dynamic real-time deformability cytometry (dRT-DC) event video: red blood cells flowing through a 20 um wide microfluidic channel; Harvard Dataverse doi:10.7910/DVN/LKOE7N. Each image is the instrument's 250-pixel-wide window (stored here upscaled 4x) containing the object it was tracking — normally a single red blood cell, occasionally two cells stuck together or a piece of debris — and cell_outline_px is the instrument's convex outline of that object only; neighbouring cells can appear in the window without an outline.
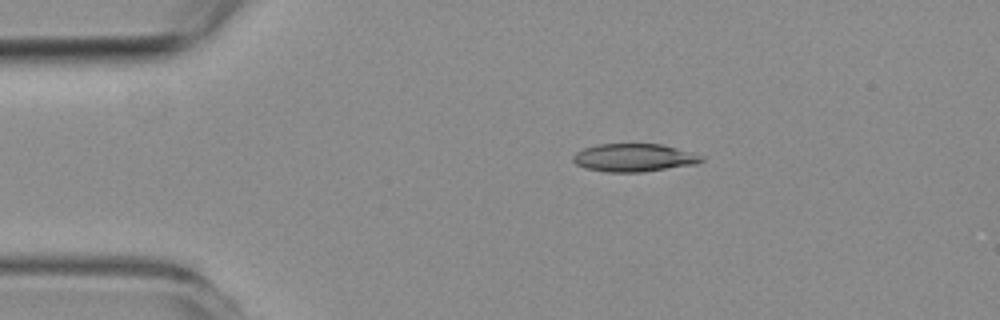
{"species": "common noctule bat (a hibernating species)", "species_latin": "Nyctalus noctula", "temperature_condition": "room temperature", "stored_images_in_passage": 45, "camera_frame_rate_fps": 3000, "um_per_image_px": 0.085, "animal": {"sex": "female", "body_mass_g": 19.3, "forearm_length_mm": 54.1}, "frame": {"image": 1, "passage_image": 1, "time_ms": 0.0, "image_size_px": [1000, 320], "cell_outline_px": [[704, 160], [696, 164], [644, 172], [604, 172], [584, 168], [576, 164], [572, 160], [572, 156], [576, 152], [584, 148], [600, 144], [660, 144], [676, 148], [704, 156]], "centroid_in_image_um": [53.87, 13.41], "position_along_channel_um": 31.1, "area_um2": 20.98}}
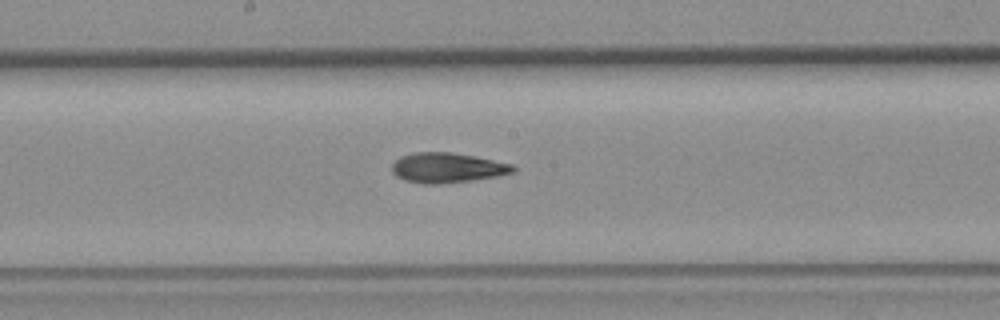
{"frame": {"image": 2, "passage_image": 19, "time_ms": 6.0, "image_size_px": [1000, 320], "cell_outline_px": [[516, 172], [496, 176], [472, 180], [440, 184], [424, 184], [404, 180], [396, 176], [392, 172], [392, 164], [400, 156], [416, 152], [452, 152], [476, 156], [512, 164], [516, 168]], "centroid_in_image_um": [38.02, 14.26], "position_along_channel_um": 210.2, "area_um2": 21.27}}
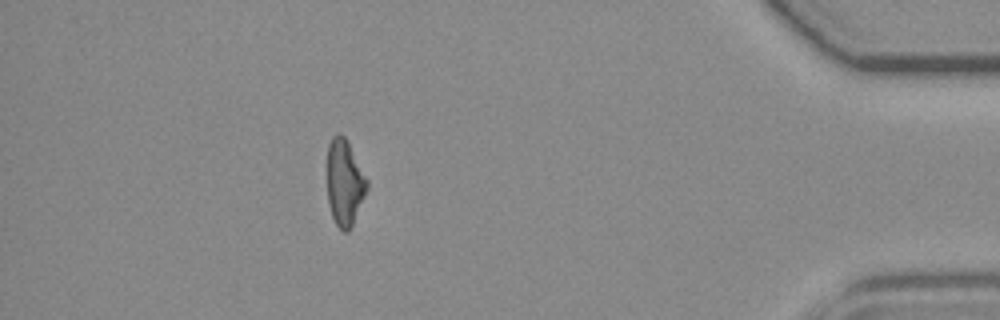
{"frame": {"image": 3, "passage_image": 39, "time_ms": 12.667, "image_size_px": [1000, 320], "cell_outline_px": [[368, 188], [352, 224], [348, 232], [344, 232], [336, 224], [332, 216], [328, 204], [328, 144], [332, 136], [336, 132], [340, 132], [348, 140], [368, 180]], "centroid_in_image_um": [29.29, 15.47], "position_along_channel_um": 405.9, "area_um2": 20.0}, "authors_computed_cell_mechanics": {"area_um2": 20.808, "velocity_mm_per_s": 3.767, "shape_relaxation_time_tau1_ms": 11.3406, "shape_relaxation_time_tau2_ms": 4.5825, "deformation_change_tau1": 0.2932, "deformation_change_tau2": 0.1419}}